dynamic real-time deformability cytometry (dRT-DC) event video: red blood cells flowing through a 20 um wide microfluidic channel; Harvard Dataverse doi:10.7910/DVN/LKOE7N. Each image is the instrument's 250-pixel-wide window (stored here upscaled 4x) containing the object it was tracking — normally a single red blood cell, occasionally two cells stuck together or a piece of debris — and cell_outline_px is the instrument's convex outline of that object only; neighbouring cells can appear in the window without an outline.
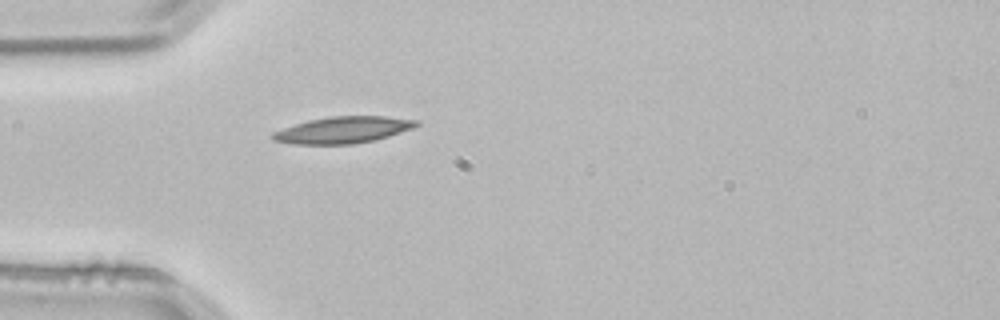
{"species": "common noctule bat (a hibernating species)", "species_latin": "Nyctalus noctula", "temperature_condition": "room temperature", "stored_images_in_passage": 4, "camera_frame_rate_fps": 3000, "um_per_image_px": 0.085, "animal": {"sex": "male", "body_mass_g": 21.5, "forearm_length_mm": 52.0}, "frame": {"image": 1, "passage_image": 4, "time_ms": 1.0, "image_size_px": [1000, 320], "cell_outline_px": [[420, 124], [416, 128], [388, 136], [372, 140], [352, 144], [292, 144], [272, 140], [268, 136], [272, 132], [308, 120], [332, 116], [384, 116], [420, 120]], "centroid_in_image_um": [29.17, 11.04], "position_along_channel_um": 55.8, "area_um2": 22.37}}